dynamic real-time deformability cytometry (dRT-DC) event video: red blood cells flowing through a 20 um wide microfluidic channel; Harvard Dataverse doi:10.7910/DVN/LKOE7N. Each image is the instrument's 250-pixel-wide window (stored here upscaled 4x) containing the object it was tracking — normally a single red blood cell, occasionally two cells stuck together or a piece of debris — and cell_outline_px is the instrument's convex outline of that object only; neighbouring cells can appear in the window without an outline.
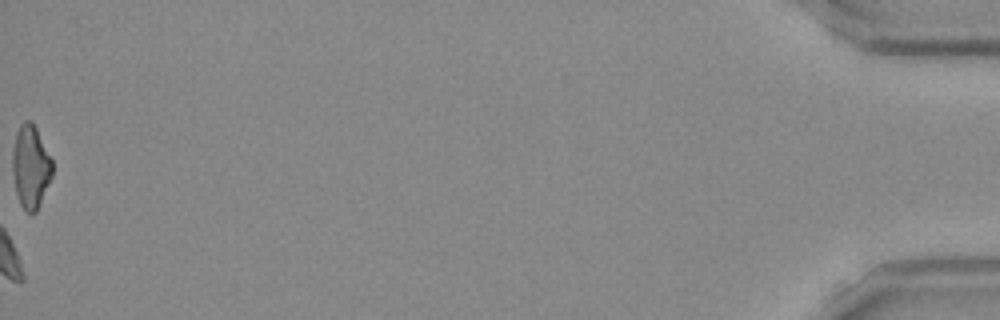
{"species": "Egyptian fruit bat (a non-hibernating species)", "species_latin": "Rousettus aegyptiacus", "temperature_condition": "room temperature", "stored_images_in_passage": 51, "camera_frame_rate_fps": 3000, "um_per_image_px": 0.085, "frame": {"image": 1, "passage_image": 51, "time_ms": 16.667, "image_size_px": [1000, 320], "cell_outline_px": [[52, 176], [36, 212], [28, 212], [20, 204], [16, 192], [12, 172], [12, 152], [16, 132], [20, 124], [24, 120], [32, 120], [52, 160]], "centroid_in_image_um": [2.59, 14.13], "position_along_channel_um": 432.6, "area_um2": 19.19}, "authors_computed_cell_mechanics": {"area_um2": 22.6576, "velocity_mm_per_s": 3.8849, "shape_relaxation_time_tau1_ms": 4.0808, "shape_relaxation_time_tau2_ms": null, "deformation_change_tau1": 0.1201, "deformation_change_tau2": null}}